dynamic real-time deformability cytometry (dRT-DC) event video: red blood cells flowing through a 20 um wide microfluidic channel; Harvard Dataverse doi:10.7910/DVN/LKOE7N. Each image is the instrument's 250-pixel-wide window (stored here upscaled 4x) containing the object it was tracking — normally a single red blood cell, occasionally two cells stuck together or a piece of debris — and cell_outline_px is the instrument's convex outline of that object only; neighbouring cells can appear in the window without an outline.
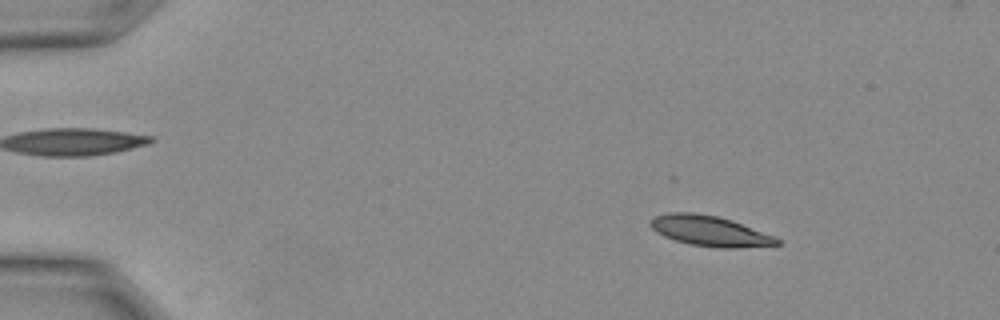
{"species": "Egyptian fruit bat (a non-hibernating species)", "species_latin": "Rousettus aegyptiacus", "temperature_condition": "warm", "stored_images_in_passage": 14, "camera_frame_rate_fps": 3000, "um_per_image_px": 0.085, "animal": {"sex": "female"}, "frame": {"image": 1, "passage_image": 4, "time_ms": 1.0, "image_size_px": [1000, 320], "cell_outline_px": [[780, 244], [740, 248], [720, 248], [688, 244], [664, 236], [656, 232], [648, 224], [656, 216], [668, 212], [696, 212], [716, 216], [732, 220], [776, 236], [780, 240]], "centroid_in_image_um": [60.35, 19.63], "position_along_channel_um": 24.7, "area_um2": 22.48}}
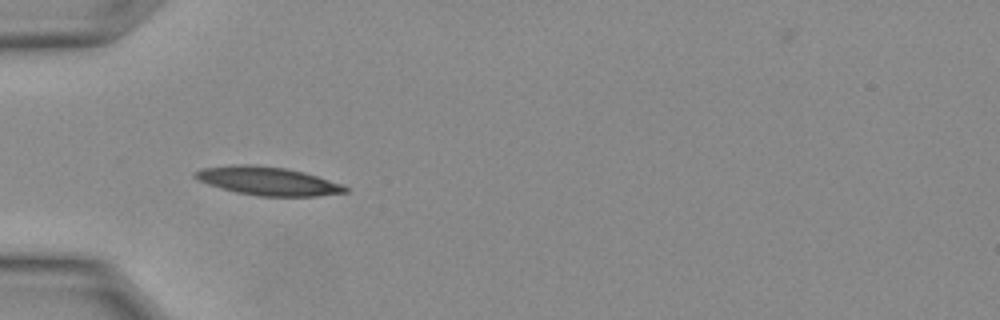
{"frame": {"image": 2, "passage_image": 9, "time_ms": 2.667, "image_size_px": [1000, 320], "cell_outline_px": [[348, 192], [316, 196], [260, 196], [236, 192], [220, 188], [196, 180], [192, 176], [192, 172], [200, 168], [236, 164], [248, 164], [284, 168], [304, 172], [340, 184], [348, 188]], "centroid_in_image_um": [22.67, 15.38], "position_along_channel_um": 62.3, "area_um2": 24.8}}
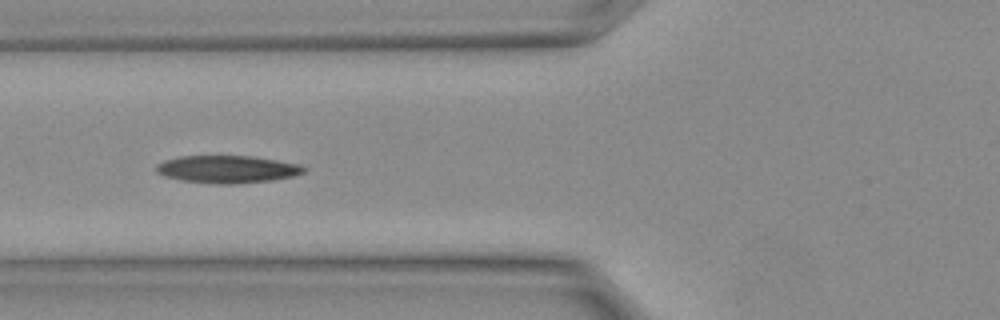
{"frame": {"image": 3, "passage_image": 11, "time_ms": 3.333, "image_size_px": [1000, 320], "cell_outline_px": [[308, 168], [304, 172], [292, 176], [272, 180], [232, 184], [220, 184], [184, 180], [168, 176], [156, 172], [156, 164], [164, 160], [180, 156], [252, 156], [300, 164]], "centroid_in_image_um": [19.35, 14.37], "position_along_channel_um": 106.5, "area_um2": 23.41}}